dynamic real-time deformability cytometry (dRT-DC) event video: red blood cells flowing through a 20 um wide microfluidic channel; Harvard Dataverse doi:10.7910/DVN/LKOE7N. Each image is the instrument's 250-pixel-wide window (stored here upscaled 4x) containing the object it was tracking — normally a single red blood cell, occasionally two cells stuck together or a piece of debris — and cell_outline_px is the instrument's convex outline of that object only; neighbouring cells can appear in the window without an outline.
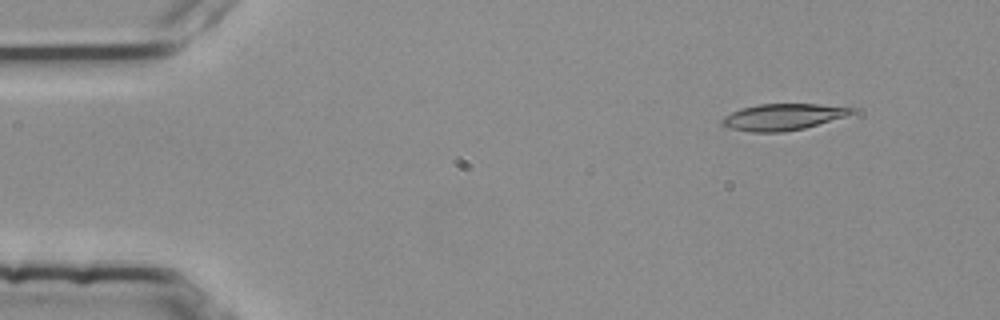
{"species": "common noctule bat (a hibernating species)", "species_latin": "Nyctalus noctula", "temperature_condition": "room temperature", "stored_images_in_passage": 49, "camera_frame_rate_fps": 3000, "um_per_image_px": 0.085, "animal": {"sex": "female", "body_mass_g": 25.1}, "frame": {"image": 1, "passage_image": 1, "time_ms": 0.0, "image_size_px": [1000, 320], "cell_outline_px": [[856, 108], [852, 112], [844, 116], [804, 128], [784, 132], [748, 132], [728, 128], [720, 124], [720, 120], [724, 116], [740, 108], [760, 104], [816, 104]], "centroid_in_image_um": [66.44, 9.95], "position_along_channel_um": 18.6, "area_um2": 19.83}}
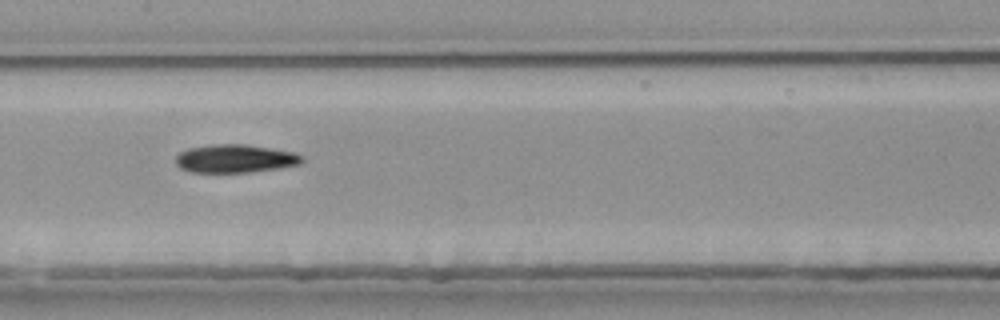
{"frame": {"image": 2, "passage_image": 22, "time_ms": 7.0, "image_size_px": [1000, 320], "cell_outline_px": [[304, 160], [300, 164], [280, 168], [248, 172], [192, 172], [180, 168], [176, 164], [176, 156], [180, 152], [188, 148], [212, 144], [244, 144], [296, 152], [304, 156]], "centroid_in_image_um": [20.01, 13.47], "position_along_channel_um": 187.4, "area_um2": 20.87}}
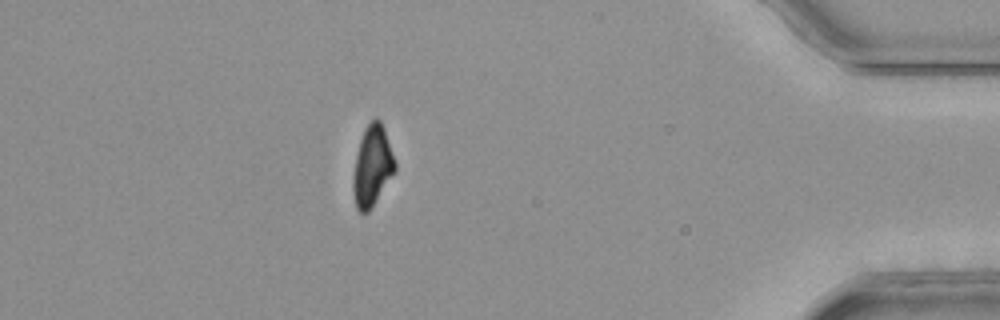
{"frame": {"image": 3, "passage_image": 43, "time_ms": 14.0, "image_size_px": [1000, 320], "cell_outline_px": [[396, 172], [372, 208], [368, 212], [360, 212], [356, 208], [352, 188], [352, 176], [356, 156], [360, 140], [364, 128], [376, 116], [380, 120], [384, 128], [396, 164]], "centroid_in_image_um": [31.64, 14.14], "position_along_channel_um": 403.6, "area_um2": 19.88}, "authors_computed_cell_mechanics": {"area_um2": 20.519, "velocity_mm_per_s": 3.7981, "shape_relaxation_time_tau1_ms": null, "shape_relaxation_time_tau2_ms": 10.2353, "deformation_change_tau1": null, "deformation_change_tau2": 0.1921}}